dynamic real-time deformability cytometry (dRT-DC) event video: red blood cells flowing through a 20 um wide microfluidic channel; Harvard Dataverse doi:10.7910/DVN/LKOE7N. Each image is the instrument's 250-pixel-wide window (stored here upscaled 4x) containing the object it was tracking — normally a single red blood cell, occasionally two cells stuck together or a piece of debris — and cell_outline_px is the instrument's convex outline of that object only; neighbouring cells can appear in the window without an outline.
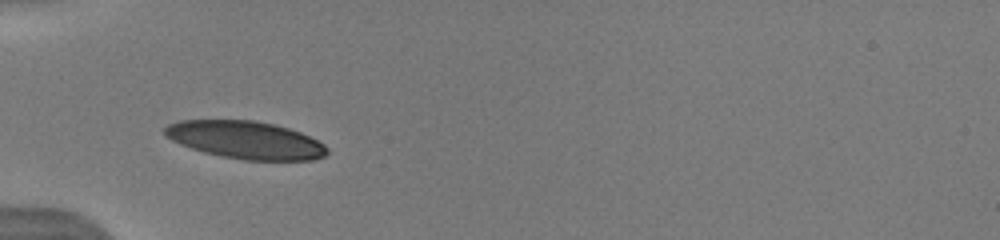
{"species": "human", "species_latin": "Homo sapiens", "temperature_condition": "warm", "stored_images_in_passage": 27, "camera_frame_rate_fps": 3000, "um_per_image_px": 0.085, "donor": {"sex": "male"}, "frame": {"image": 1, "passage_image": 5, "time_ms": 2.333, "image_size_px": [1000, 240], "cell_outline_px": [[328, 152], [324, 156], [312, 160], [244, 160], [204, 152], [180, 144], [172, 140], [164, 132], [164, 128], [168, 124], [180, 120], [256, 120], [288, 128], [300, 132], [324, 144], [328, 148]], "centroid_in_image_um": [20.88, 11.89], "position_along_channel_um": 64.1, "area_um2": 35.37}}
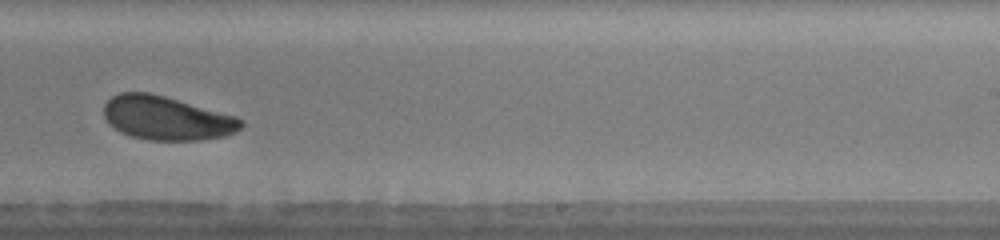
{"frame": {"image": 2, "passage_image": 16, "time_ms": 7.667, "image_size_px": [1000, 240], "cell_outline_px": [[244, 124], [236, 132], [224, 136], [200, 140], [148, 140], [132, 136], [120, 132], [108, 124], [104, 116], [104, 104], [112, 96], [120, 92], [148, 92], [164, 96], [236, 116], [244, 120]], "centroid_in_image_um": [14.15, 10.04], "position_along_channel_um": 274.8, "area_um2": 35.03}, "authors_computed_cell_mechanics": {"area_um2": 35.0268, "velocity_mm_per_s": 4.0714, "shape_relaxation_time_tau1_ms": 1.9132, "shape_relaxation_time_tau2_ms": 2.5358, "deformation_change_tau1": 0.0997, "deformation_change_tau2": 0.0748}}